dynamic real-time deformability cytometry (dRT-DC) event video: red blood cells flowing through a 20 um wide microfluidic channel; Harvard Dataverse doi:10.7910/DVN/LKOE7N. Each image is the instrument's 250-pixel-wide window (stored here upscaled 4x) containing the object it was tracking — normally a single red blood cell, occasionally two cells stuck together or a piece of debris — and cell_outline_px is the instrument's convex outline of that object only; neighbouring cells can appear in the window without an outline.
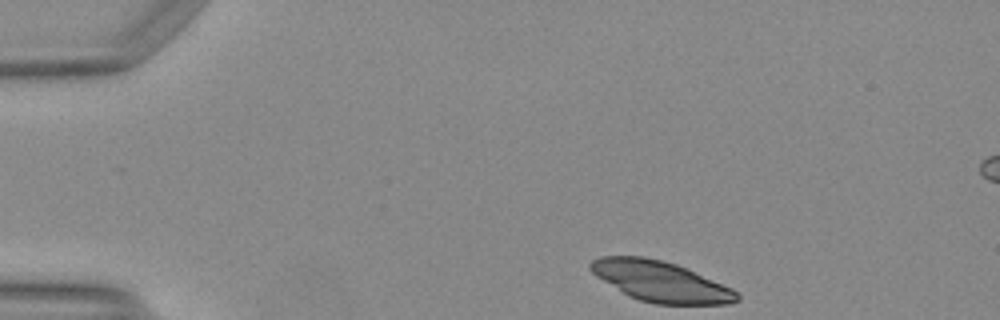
{"species": "Egyptian fruit bat (a non-hibernating species)", "species_latin": "Rousettus aegyptiacus", "temperature_condition": "warm", "stored_images_in_passage": 42, "camera_frame_rate_fps": 3000, "um_per_image_px": 0.085, "animal": {"sex": "female"}, "frame": {"image": 1, "passage_image": 1, "time_ms": 0.0, "image_size_px": [1000, 320], "cell_outline_px": [[740, 300], [728, 304], [656, 304], [640, 300], [628, 296], [596, 276], [588, 268], [588, 264], [592, 260], [600, 256], [644, 256], [676, 264], [732, 288], [740, 296]], "centroid_in_image_um": [56.12, 23.92], "position_along_channel_um": 28.9, "area_um2": 34.39}}